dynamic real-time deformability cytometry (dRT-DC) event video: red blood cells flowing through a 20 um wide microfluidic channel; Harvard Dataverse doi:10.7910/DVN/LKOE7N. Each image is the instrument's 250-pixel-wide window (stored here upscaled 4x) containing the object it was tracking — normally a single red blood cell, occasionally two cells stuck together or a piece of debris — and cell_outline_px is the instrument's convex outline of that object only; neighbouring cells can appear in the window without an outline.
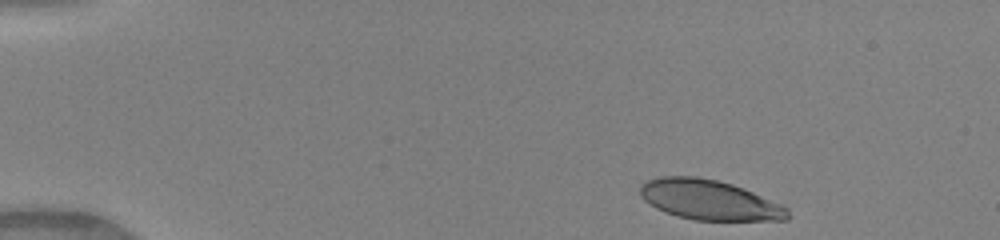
{"species": "human", "species_latin": "Homo sapiens", "temperature_condition": "warm", "stored_images_in_passage": 37, "camera_frame_rate_fps": 3000, "um_per_image_px": 0.085, "donor": {"sex": "female"}, "frame": {"image": 1, "passage_image": 1, "time_ms": 0.0, "image_size_px": [1000, 240], "cell_outline_px": [[792, 216], [788, 220], [692, 220], [676, 216], [664, 212], [656, 208], [644, 200], [640, 196], [640, 184], [648, 180], [660, 176], [696, 176], [716, 180], [732, 184], [752, 192], [780, 204], [788, 208]], "centroid_in_image_um": [60.27, 17.0], "position_along_channel_um": 24.7, "area_um2": 34.45}}
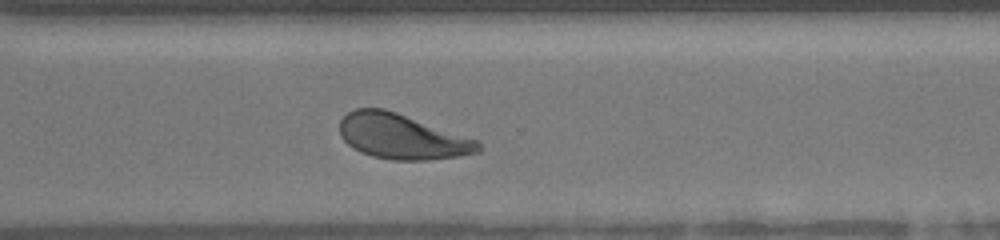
{"frame": {"image": 2, "passage_image": 31, "time_ms": 10.0, "image_size_px": [1000, 240], "cell_outline_px": [[480, 152], [460, 156], [428, 160], [392, 160], [372, 156], [360, 152], [352, 148], [340, 136], [340, 120], [348, 112], [356, 108], [384, 108], [480, 140]], "centroid_in_image_um": [34.18, 11.61], "position_along_channel_um": 336.4, "area_um2": 36.65}}
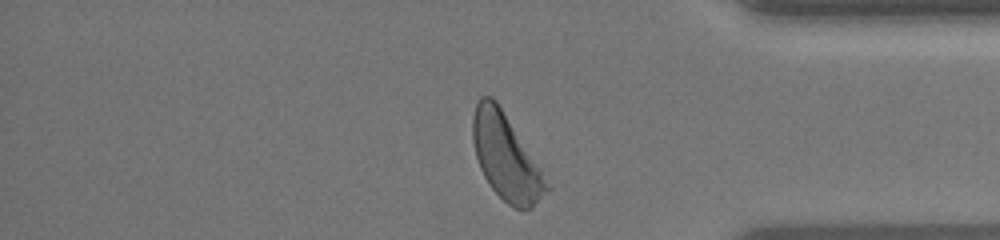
{"frame": {"image": 3, "passage_image": 36, "time_ms": 11.667, "image_size_px": [1000, 240], "cell_outline_px": [[552, 188], [532, 208], [512, 208], [492, 188], [484, 176], [480, 168], [476, 156], [472, 140], [472, 116], [476, 104], [480, 96], [492, 96], [496, 100]], "centroid_in_image_um": [42.98, 13.35], "position_along_channel_um": 392.2, "area_um2": 36.24}, "authors_computed_cell_mechanics": {"area_um2": 36.5296, "velocity_mm_per_s": 4.0886, "shape_relaxation_time_tau1_ms": 1.9844, "shape_relaxation_time_tau2_ms": 0.7063, "deformation_change_tau1": 0.157, "deformation_change_tau2": 0.0748}}